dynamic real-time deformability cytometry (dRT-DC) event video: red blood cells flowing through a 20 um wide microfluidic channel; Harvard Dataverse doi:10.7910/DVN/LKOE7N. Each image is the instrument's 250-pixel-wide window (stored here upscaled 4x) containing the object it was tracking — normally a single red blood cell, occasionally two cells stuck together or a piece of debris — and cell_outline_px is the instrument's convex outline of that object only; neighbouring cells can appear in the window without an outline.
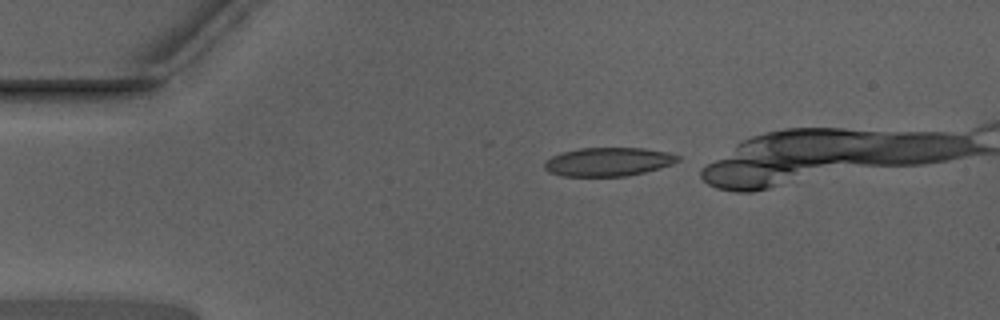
{"species": "Egyptian fruit bat (a non-hibernating species)", "species_latin": "Rousettus aegyptiacus", "temperature_condition": "warm", "stored_images_in_passage": 13, "camera_frame_rate_fps": 3000, "um_per_image_px": 0.085, "animal": {"sex": "male"}, "frame": {"image": 1, "passage_image": 1, "time_ms": 0.0, "image_size_px": [1000, 320], "cell_outline_px": [[680, 160], [672, 164], [660, 168], [628, 176], [564, 176], [548, 172], [544, 168], [544, 164], [552, 156], [560, 152], [580, 148], [644, 148], [668, 152], [680, 156]], "centroid_in_image_um": [51.71, 13.75], "position_along_channel_um": 33.3, "area_um2": 22.31}}
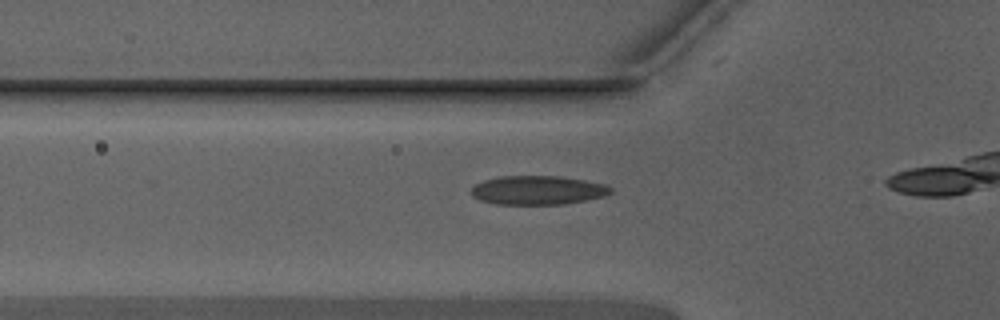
{"frame": {"image": 2, "passage_image": 8, "time_ms": 2.333, "image_size_px": [1000, 320], "cell_outline_px": [[612, 192], [604, 196], [564, 204], [496, 204], [480, 200], [472, 196], [472, 188], [476, 184], [484, 180], [500, 176], [560, 176], [584, 180], [604, 184], [612, 188]], "centroid_in_image_um": [45.7, 16.16], "position_along_channel_um": 80.1, "area_um2": 23.35}}